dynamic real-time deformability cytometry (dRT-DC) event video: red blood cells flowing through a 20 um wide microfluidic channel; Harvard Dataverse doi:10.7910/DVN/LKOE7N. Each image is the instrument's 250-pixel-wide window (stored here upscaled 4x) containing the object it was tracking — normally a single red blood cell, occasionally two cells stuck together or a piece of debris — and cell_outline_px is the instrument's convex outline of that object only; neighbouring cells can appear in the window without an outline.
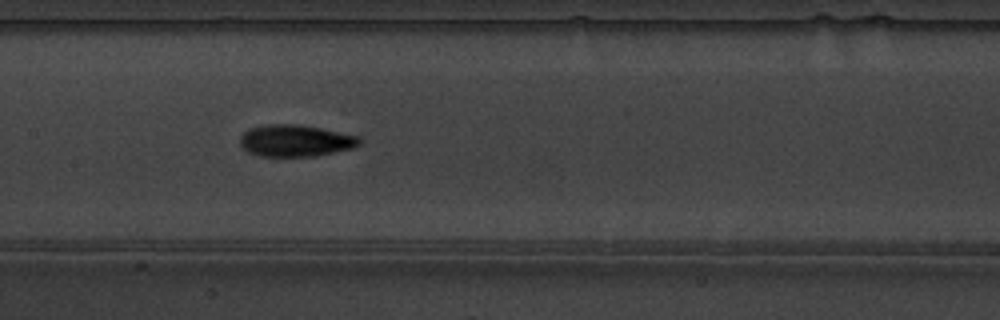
{"species": "common noctule bat (a hibernating species)", "species_latin": "Nyctalus noctula", "temperature_condition": "warm", "stored_images_in_passage": 13, "camera_frame_rate_fps": 3000, "um_per_image_px": 0.085, "animal": {"sex": "male", "body_mass_g": 19.5, "forearm_length_mm": 54.6}, "frame": {"image": 1, "passage_image": 6, "time_ms": 1.667, "image_size_px": [1000, 320], "cell_outline_px": [[360, 144], [352, 148], [316, 156], [260, 156], [248, 152], [240, 144], [240, 136], [248, 128], [268, 124], [296, 124], [320, 128], [360, 136]], "centroid_in_image_um": [25.1, 11.95], "position_along_channel_um": 182.3, "area_um2": 22.08}}
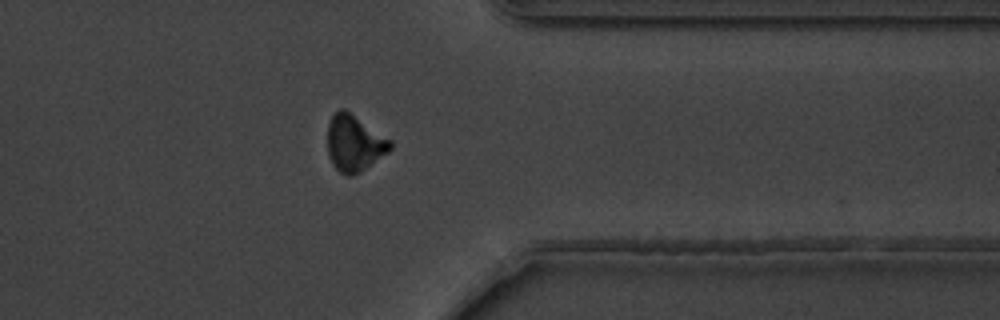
{"frame": {"image": 2, "passage_image": 11, "time_ms": 3.333, "image_size_px": [1000, 320], "cell_outline_px": [[392, 148], [388, 152], [360, 172], [352, 176], [348, 176], [340, 172], [332, 164], [328, 156], [328, 124], [332, 116], [340, 108], [344, 108], [392, 140]], "centroid_in_image_um": [30.12, 12.17], "position_along_channel_um": 381.3, "area_um2": 20.58}}